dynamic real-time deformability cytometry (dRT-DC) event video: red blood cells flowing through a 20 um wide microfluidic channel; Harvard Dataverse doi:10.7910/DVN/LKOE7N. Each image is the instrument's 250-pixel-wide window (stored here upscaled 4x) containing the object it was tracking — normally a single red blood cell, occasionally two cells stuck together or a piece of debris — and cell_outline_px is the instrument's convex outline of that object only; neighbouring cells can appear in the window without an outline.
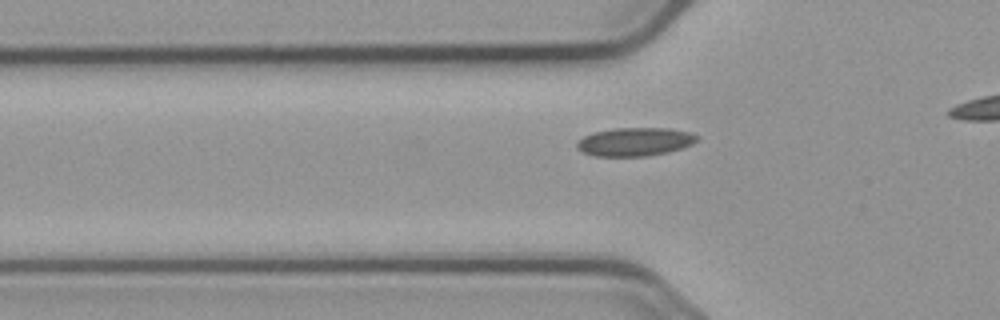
{"species": "common noctule bat (a hibernating species)", "species_latin": "Nyctalus noctula", "temperature_condition": "cold", "stored_images_in_passage": 28, "camera_frame_rate_fps": 3000, "um_per_image_px": 0.085, "animal": {"sex": "male", "body_mass_g": 23.1, "forearm_length_mm": 52.7}, "frame": {"image": 1, "passage_image": 5, "time_ms": 1.333, "image_size_px": [1000, 320], "cell_outline_px": [[700, 136], [692, 144], [668, 152], [644, 156], [596, 156], [584, 152], [576, 148], [576, 140], [592, 132], [616, 128], [668, 128], [692, 132]], "centroid_in_image_um": [53.95, 12.04], "position_along_channel_um": 71.8, "area_um2": 19.94}}
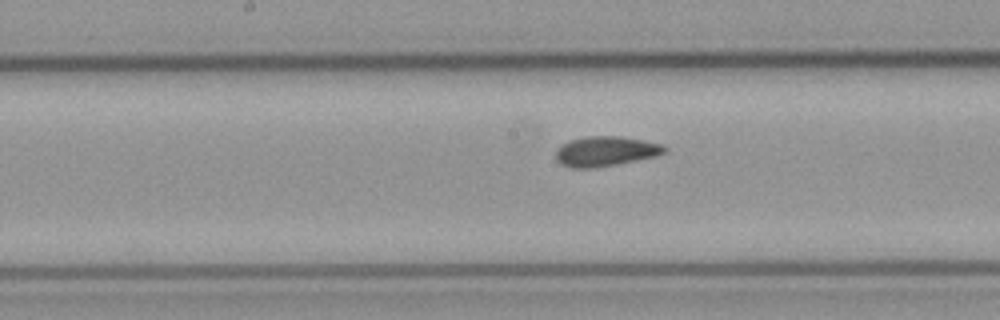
{"frame": {"image": 2, "passage_image": 15, "time_ms": 4.667, "image_size_px": [1000, 320], "cell_outline_px": [[668, 152], [656, 156], [596, 168], [572, 168], [560, 164], [556, 160], [556, 148], [560, 144], [572, 140], [588, 136], [620, 136], [644, 140], [664, 144], [668, 148]], "centroid_in_image_um": [51.49, 12.86], "position_along_channel_um": 196.7, "area_um2": 19.19}}
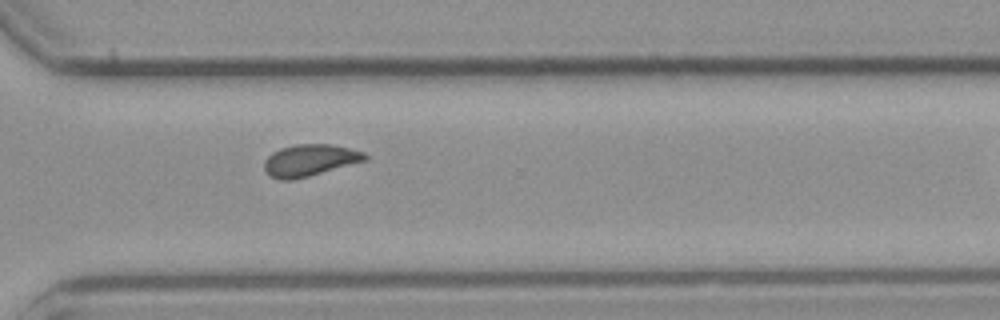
{"frame": {"image": 3, "passage_image": 27, "time_ms": 8.667, "image_size_px": [1000, 320], "cell_outline_px": [[368, 160], [308, 176], [292, 180], [280, 180], [268, 176], [264, 168], [264, 160], [272, 152], [280, 148], [296, 144], [332, 144], [364, 152], [368, 156]], "centroid_in_image_um": [26.31, 13.62], "position_along_channel_um": 344.3, "area_um2": 18.73}}